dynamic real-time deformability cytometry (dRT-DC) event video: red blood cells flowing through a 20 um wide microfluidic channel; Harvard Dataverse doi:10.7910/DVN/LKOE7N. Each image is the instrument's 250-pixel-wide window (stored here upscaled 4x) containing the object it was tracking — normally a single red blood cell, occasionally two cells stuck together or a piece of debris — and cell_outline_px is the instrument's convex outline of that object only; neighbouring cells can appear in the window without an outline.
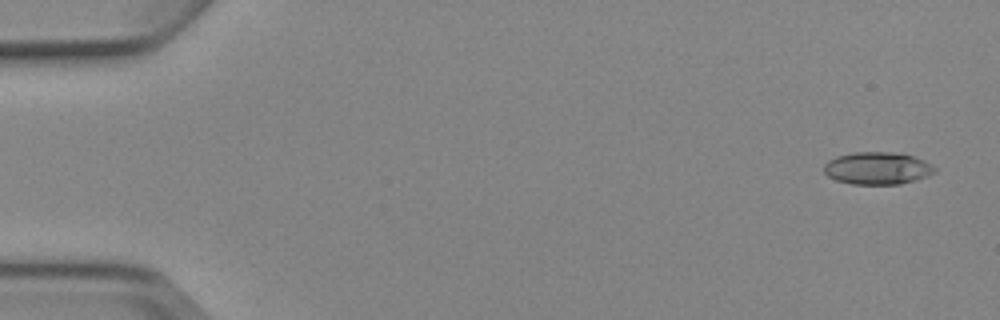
{"species": "Egyptian fruit bat (a non-hibernating species)", "species_latin": "Rousettus aegyptiacus", "temperature_condition": "cold", "stored_images_in_passage": 6, "camera_frame_rate_fps": 3000, "um_per_image_px": 0.085, "animal": {"sex": "female"}, "frame": {"image": 1, "passage_image": 1, "time_ms": 0.0, "image_size_px": [1000, 320], "cell_outline_px": [[936, 172], [928, 176], [916, 180], [900, 184], [852, 184], [836, 180], [828, 176], [824, 172], [824, 164], [828, 160], [836, 156], [856, 152], [892, 152], [912, 156], [924, 160], [936, 168]], "centroid_in_image_um": [74.58, 14.3], "position_along_channel_um": 10.4, "area_um2": 20.92}}
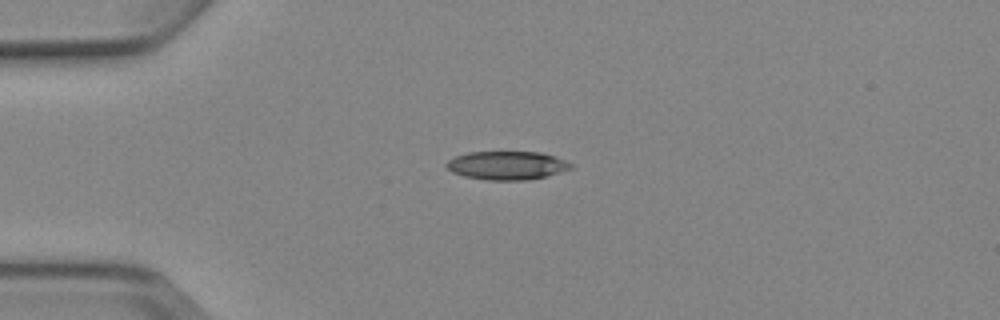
{"frame": {"image": 2, "passage_image": 4, "time_ms": 3.667, "image_size_px": [1000, 320], "cell_outline_px": [[572, 168], [548, 176], [528, 180], [488, 180], [464, 176], [452, 172], [444, 164], [448, 160], [456, 156], [468, 152], [540, 152], [556, 156], [572, 164]], "centroid_in_image_um": [43.09, 14.06], "position_along_channel_um": 41.9, "area_um2": 20.69}}
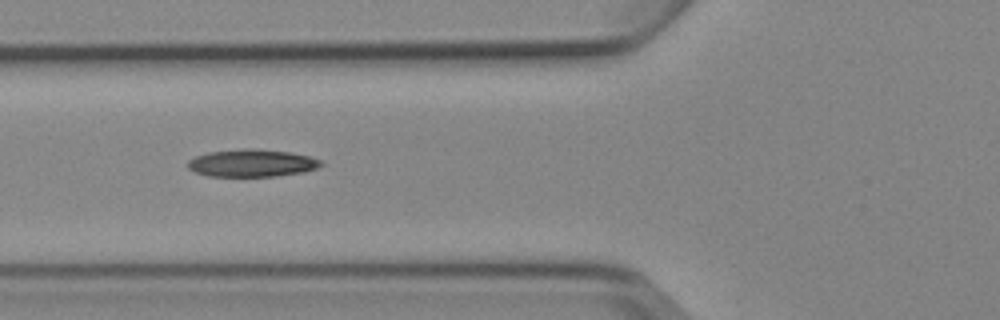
{"frame": {"image": 3, "passage_image": 6, "time_ms": 6.0, "image_size_px": [1000, 320], "cell_outline_px": [[324, 164], [316, 168], [304, 172], [276, 176], [208, 176], [196, 172], [188, 168], [188, 160], [196, 156], [208, 152], [244, 148], [252, 148], [288, 152], [308, 156], [320, 160]], "centroid_in_image_um": [21.4, 13.86], "position_along_channel_um": 104.4, "area_um2": 21.21}}